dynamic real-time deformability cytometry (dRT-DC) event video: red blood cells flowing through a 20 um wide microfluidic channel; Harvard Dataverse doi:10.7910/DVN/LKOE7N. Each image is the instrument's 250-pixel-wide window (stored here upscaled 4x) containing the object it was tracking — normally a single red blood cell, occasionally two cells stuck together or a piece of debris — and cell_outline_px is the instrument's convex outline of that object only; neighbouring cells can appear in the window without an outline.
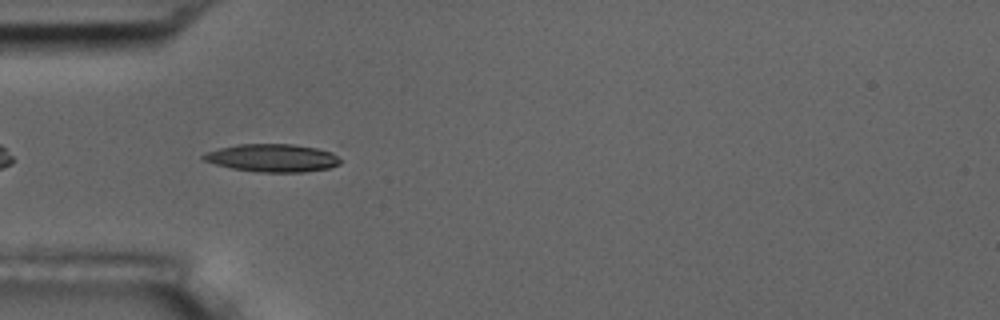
{"species": "common noctule bat (a hibernating species)", "species_latin": "Nyctalus noctula", "temperature_condition": "room temperature", "stored_images_in_passage": 8, "camera_frame_rate_fps": 3000, "um_per_image_px": 0.085, "animal": {"sex": "male", "body_mass_g": 17.5, "forearm_length_mm": 52.3}, "frame": {"image": 1, "passage_image": 5, "time_ms": 4.667, "image_size_px": [1000, 320], "cell_outline_px": [[340, 164], [328, 168], [304, 172], [260, 172], [232, 168], [200, 160], [200, 156], [208, 152], [220, 148], [236, 144], [292, 144], [316, 148], [332, 152], [340, 160]], "centroid_in_image_um": [23.13, 13.42], "position_along_channel_um": 61.9, "area_um2": 22.14}}
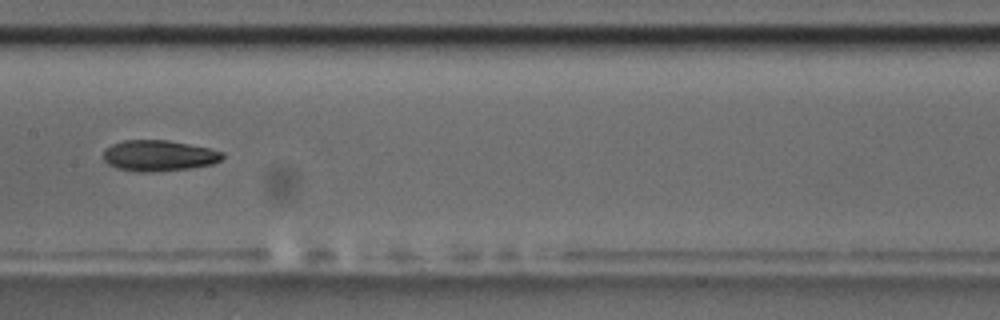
{"frame": {"image": 2, "passage_image": 8, "time_ms": 8.333, "image_size_px": [1000, 320], "cell_outline_px": [[224, 156], [220, 160], [212, 164], [192, 168], [152, 172], [136, 172], [116, 168], [108, 164], [104, 160], [104, 148], [112, 144], [124, 140], [168, 140], [208, 148], [224, 152]], "centroid_in_image_um": [13.48, 13.23], "position_along_channel_um": 193.9, "area_um2": 21.56}}